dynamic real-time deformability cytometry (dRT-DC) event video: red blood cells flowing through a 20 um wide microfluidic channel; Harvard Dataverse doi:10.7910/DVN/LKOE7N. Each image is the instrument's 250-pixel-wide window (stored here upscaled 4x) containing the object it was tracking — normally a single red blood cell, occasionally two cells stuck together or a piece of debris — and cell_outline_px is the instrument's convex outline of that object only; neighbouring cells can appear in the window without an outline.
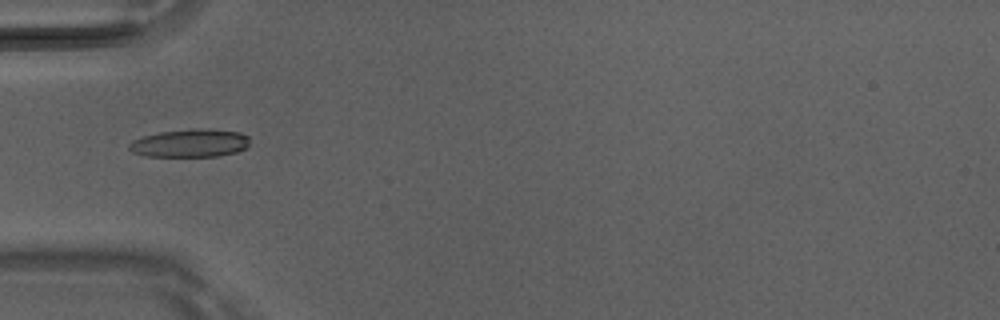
{"species": "Egyptian fruit bat (a non-hibernating species)", "species_latin": "Rousettus aegyptiacus", "temperature_condition": "room temperature", "stored_images_in_passage": 3, "camera_frame_rate_fps": 3000, "um_per_image_px": 0.085, "animal": {"sex": "male"}, "frame": {"image": 1, "passage_image": 2, "time_ms": 0.333, "image_size_px": [1000, 320], "cell_outline_px": [[248, 148], [236, 152], [216, 156], [144, 156], [132, 152], [128, 148], [128, 144], [132, 140], [144, 136], [160, 132], [192, 128], [204, 128], [240, 132], [248, 136]], "centroid_in_image_um": [16.15, 12.16], "position_along_channel_um": 68.9, "area_um2": 19.83}}